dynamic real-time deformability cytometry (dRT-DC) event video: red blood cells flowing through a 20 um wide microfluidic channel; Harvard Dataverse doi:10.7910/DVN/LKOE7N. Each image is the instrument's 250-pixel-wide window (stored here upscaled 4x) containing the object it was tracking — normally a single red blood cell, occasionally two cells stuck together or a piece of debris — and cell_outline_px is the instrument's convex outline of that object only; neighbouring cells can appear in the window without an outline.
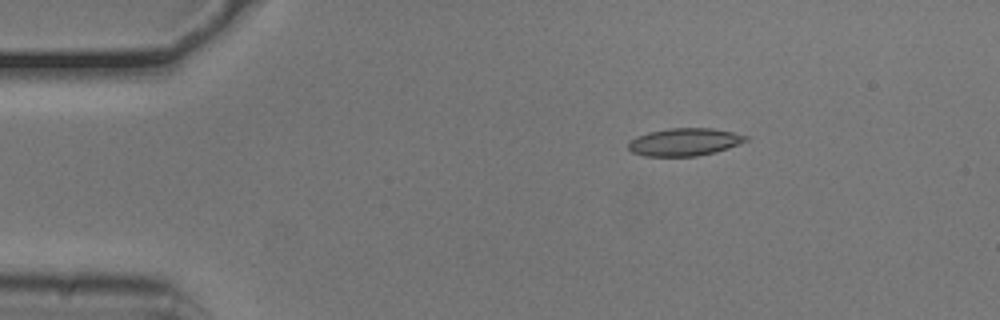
{"species": "common noctule bat (a hibernating species)", "species_latin": "Nyctalus noctula", "temperature_condition": "cold", "stored_images_in_passage": 41, "camera_frame_rate_fps": 3000, "um_per_image_px": 0.085, "animal": {"sex": "male", "body_mass_g": 20.5, "forearm_length_mm": 52.5}, "frame": {"image": 1, "passage_image": 1, "time_ms": 0.0, "image_size_px": [1000, 320], "cell_outline_px": [[748, 140], [728, 148], [716, 152], [696, 156], [644, 156], [632, 152], [628, 148], [628, 144], [636, 136], [648, 132], [668, 128], [712, 128], [732, 132], [748, 136]], "centroid_in_image_um": [58.17, 12.07], "position_along_channel_um": 26.8, "area_um2": 18.9}}
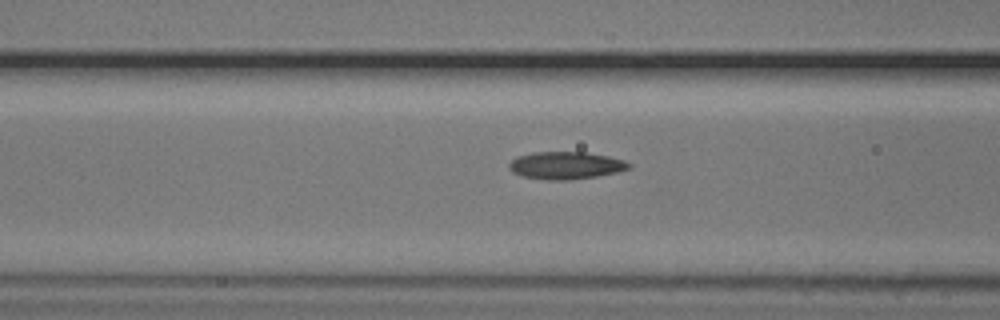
{"frame": {"image": 2, "passage_image": 13, "time_ms": 4.0, "image_size_px": [1000, 320], "cell_outline_px": [[632, 168], [616, 172], [596, 176], [568, 180], [548, 180], [524, 176], [512, 172], [508, 168], [508, 164], [516, 156], [532, 152], [584, 152], [608, 156], [624, 160], [632, 164]], "centroid_in_image_um": [48.09, 14.05], "position_along_channel_um": 118.5, "area_um2": 19.19}}
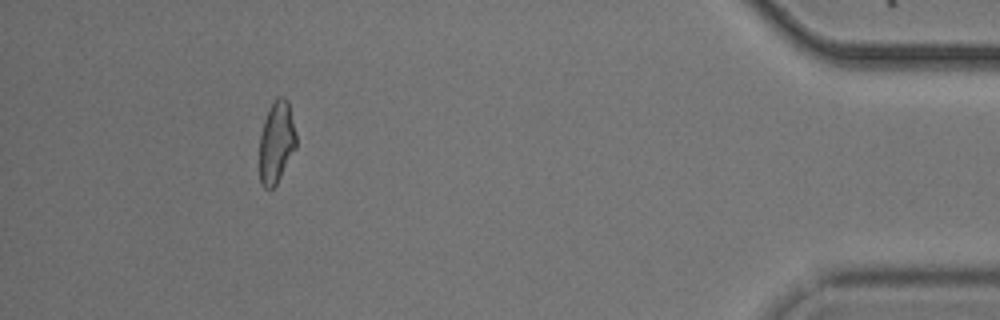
{"frame": {"image": 3, "passage_image": 41, "time_ms": 13.333, "image_size_px": [1000, 320], "cell_outline_px": [[296, 148], [276, 184], [272, 188], [264, 188], [260, 184], [260, 136], [264, 120], [276, 96], [284, 96], [288, 100], [296, 132]], "centroid_in_image_um": [23.51, 12.07], "position_along_channel_um": 411.7, "area_um2": 17.46}, "authors_computed_cell_mechanics": {"area_um2": 18.3226, "velocity_mm_per_s": 3.7791, "shape_relaxation_time_tau1_ms": 9.4982, "shape_relaxation_time_tau2_ms": 3.9608, "deformation_change_tau1": 0.1696, "deformation_change_tau2": 0.1115}}